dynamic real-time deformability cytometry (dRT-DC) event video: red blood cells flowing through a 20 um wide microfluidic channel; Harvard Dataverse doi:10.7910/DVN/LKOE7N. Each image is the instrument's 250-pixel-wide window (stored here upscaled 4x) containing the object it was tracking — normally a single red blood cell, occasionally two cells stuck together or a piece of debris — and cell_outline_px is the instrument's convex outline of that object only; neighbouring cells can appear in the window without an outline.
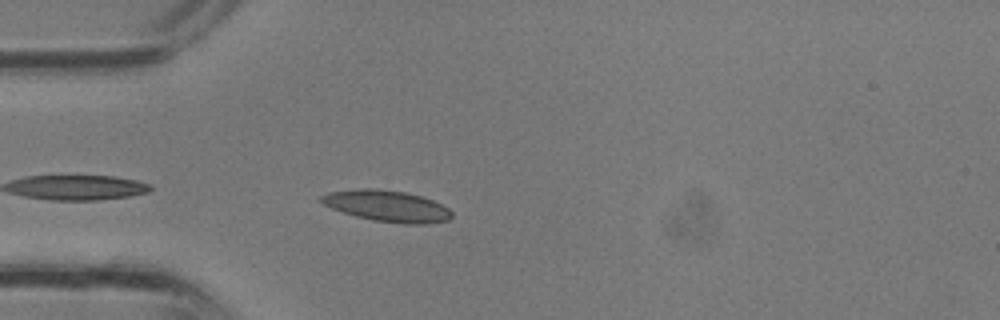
{"species": "common noctule bat (a hibernating species)", "species_latin": "Nyctalus noctula", "temperature_condition": "room temperature", "stored_images_in_passage": 25, "camera_frame_rate_fps": 3000, "um_per_image_px": 0.085, "animal": {"sex": "male", "body_mass_g": 13.3}, "frame": {"image": 1, "passage_image": 2, "time_ms": 0.333, "image_size_px": [1000, 320], "cell_outline_px": [[452, 216], [448, 220], [428, 224], [404, 224], [372, 220], [356, 216], [332, 208], [324, 204], [320, 200], [320, 196], [328, 192], [356, 188], [376, 188], [404, 192], [420, 196], [432, 200], [448, 208], [452, 212]], "centroid_in_image_um": [32.9, 17.51], "position_along_channel_um": 52.1, "area_um2": 23.76}}
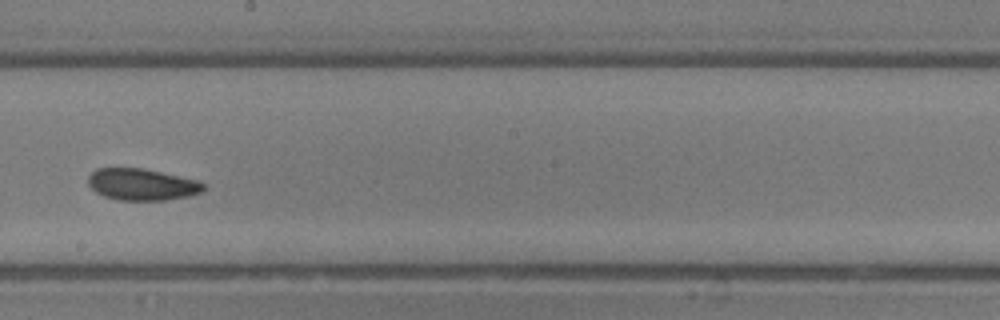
{"frame": {"image": 2, "passage_image": 12, "time_ms": 3.667, "image_size_px": [1000, 320], "cell_outline_px": [[204, 188], [200, 192], [188, 196], [164, 200], [120, 200], [104, 196], [96, 192], [88, 184], [88, 176], [96, 168], [144, 168], [200, 180], [204, 184]], "centroid_in_image_um": [12.06, 15.66], "position_along_channel_um": 236.1, "area_um2": 21.33}}
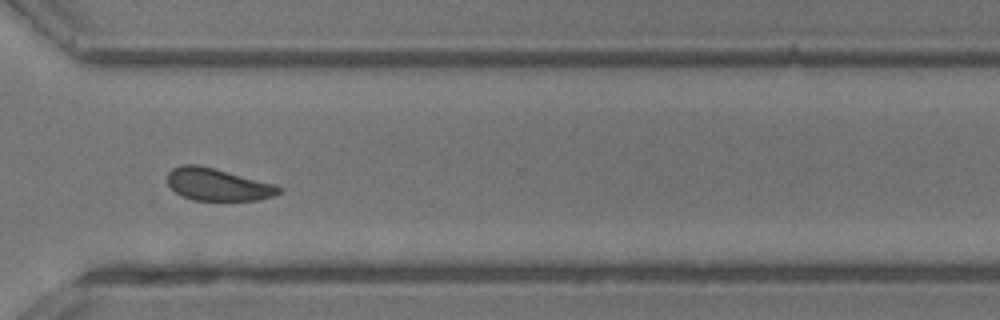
{"frame": {"image": 3, "passage_image": 18, "time_ms": 5.667, "image_size_px": [1000, 320], "cell_outline_px": [[284, 188], [280, 192], [272, 196], [256, 200], [192, 200], [176, 192], [168, 184], [168, 172], [172, 168], [180, 164], [196, 164], [276, 184]], "centroid_in_image_um": [18.5, 15.68], "position_along_channel_um": 352.1, "area_um2": 20.81}}